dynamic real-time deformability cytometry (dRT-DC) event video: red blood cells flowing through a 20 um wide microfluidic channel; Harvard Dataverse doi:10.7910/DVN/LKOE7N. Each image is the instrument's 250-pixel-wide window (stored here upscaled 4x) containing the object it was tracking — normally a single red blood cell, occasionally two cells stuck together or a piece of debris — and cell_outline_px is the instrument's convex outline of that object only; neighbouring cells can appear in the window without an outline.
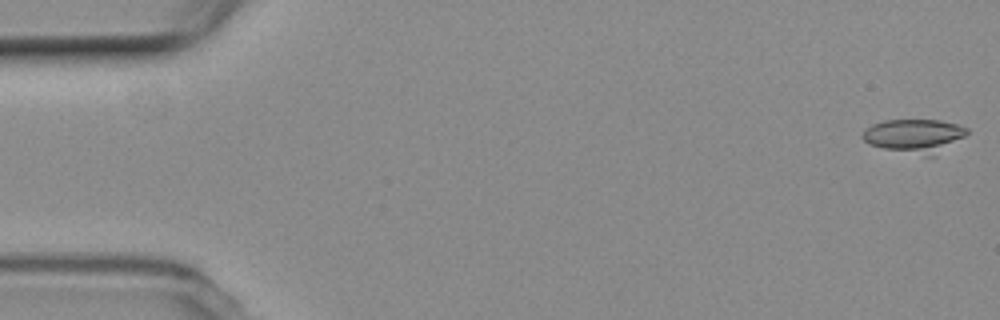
{"species": "common noctule bat (a hibernating species)", "species_latin": "Nyctalus noctula", "temperature_condition": "room temperature", "stored_images_in_passage": 4, "camera_frame_rate_fps": 3000, "um_per_image_px": 0.085, "animal": {"sex": "female", "body_mass_g": 19.3, "forearm_length_mm": 54.1}, "frame": {"image": 1, "passage_image": 1, "time_ms": 0.0, "image_size_px": [1000, 320], "cell_outline_px": [[968, 132], [964, 136], [932, 156], [928, 156], [884, 148], [868, 144], [860, 136], [872, 124], [884, 120], [940, 120], [956, 124], [968, 128]], "centroid_in_image_um": [77.7, 11.52], "position_along_channel_um": 7.3, "area_um2": 20.0}}
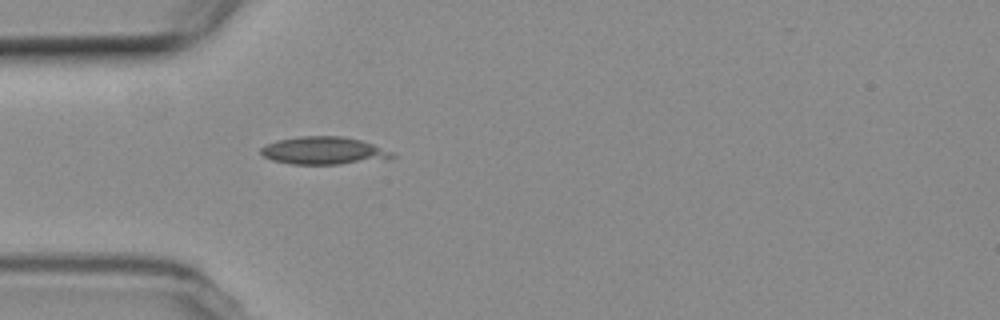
{"frame": {"image": 2, "passage_image": 4, "time_ms": 5.0, "image_size_px": [1000, 320], "cell_outline_px": [[396, 156], [340, 164], [292, 164], [272, 160], [264, 156], [260, 152], [260, 148], [276, 140], [300, 136], [340, 136], [360, 140], [372, 144], [392, 152]], "centroid_in_image_um": [27.42, 12.79], "position_along_channel_um": 57.6, "area_um2": 20.63}}